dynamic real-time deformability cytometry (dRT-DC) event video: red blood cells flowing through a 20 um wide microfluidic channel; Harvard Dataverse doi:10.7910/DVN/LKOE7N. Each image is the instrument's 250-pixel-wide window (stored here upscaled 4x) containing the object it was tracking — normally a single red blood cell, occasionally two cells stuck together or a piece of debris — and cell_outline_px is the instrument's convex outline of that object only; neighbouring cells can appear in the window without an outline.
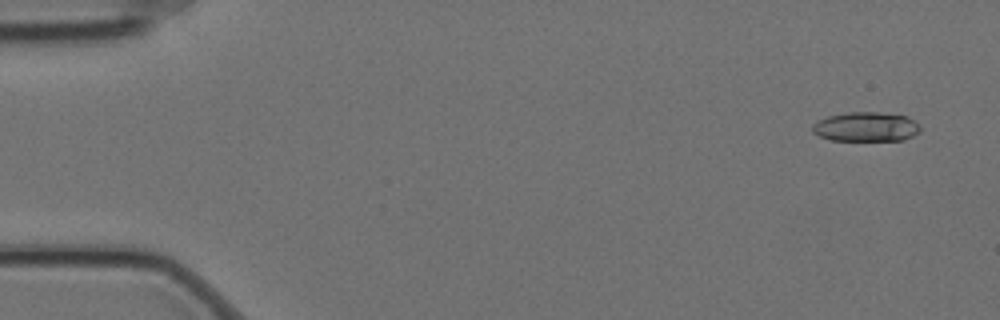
{"species": "Egyptian fruit bat (a non-hibernating species)", "species_latin": "Rousettus aegyptiacus", "temperature_condition": "cold", "stored_images_in_passage": 6, "camera_frame_rate_fps": 3000, "um_per_image_px": 0.085, "animal": {"sex": "female"}, "frame": {"image": 1, "passage_image": 1, "time_ms": 0.0, "image_size_px": [1000, 320], "cell_outline_px": [[920, 132], [904, 140], [832, 140], [820, 136], [812, 132], [812, 124], [816, 120], [828, 116], [848, 112], [880, 112], [908, 116], [920, 124]], "centroid_in_image_um": [73.62, 10.77], "position_along_channel_um": 11.4, "area_um2": 18.67}}
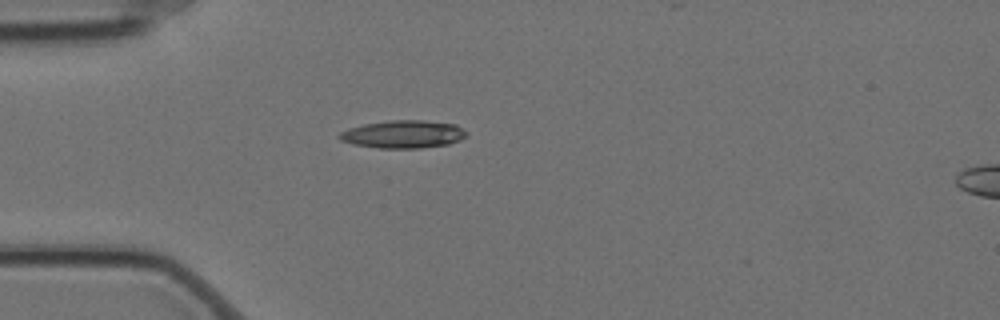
{"frame": {"image": 2, "passage_image": 4, "time_ms": 1.0, "image_size_px": [1000, 320], "cell_outline_px": [[468, 132], [460, 140], [448, 144], [420, 148], [380, 148], [352, 144], [340, 140], [336, 136], [340, 132], [348, 128], [364, 124], [388, 120], [424, 120], [456, 124]], "centroid_in_image_um": [34.25, 11.4], "position_along_channel_um": 50.8, "area_um2": 20.69}}